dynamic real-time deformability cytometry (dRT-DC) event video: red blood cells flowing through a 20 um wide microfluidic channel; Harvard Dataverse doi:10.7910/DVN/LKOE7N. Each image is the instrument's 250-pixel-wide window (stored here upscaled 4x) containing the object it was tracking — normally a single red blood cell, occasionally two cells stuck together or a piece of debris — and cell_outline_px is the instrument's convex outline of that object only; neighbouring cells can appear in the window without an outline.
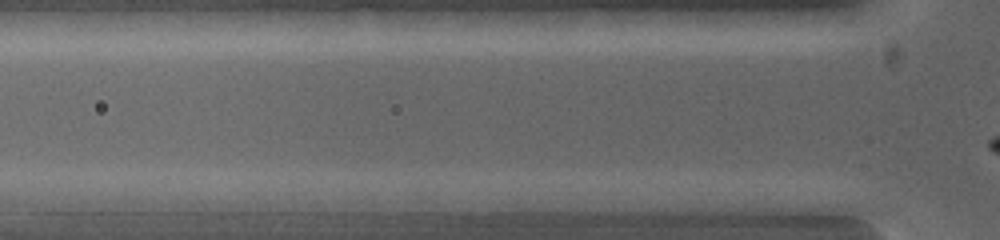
{"species": "common noctule bat (a hibernating species)", "species_latin": "Nyctalus noctula", "temperature_condition": "warm", "stored_images_in_passage": 4, "camera_frame_rate_fps": 5000, "um_per_image_px": 0.085, "animal": {"sex": "female", "body_mass_g": 19.0, "forearm_length_mm": 53.3}, "frame": {"image": 1, "passage_image": 2, "time_ms": 0.4, "image_size_px": [1000, 240], "cell_outline_px": [[600, 200], [548, 212], [508, 212], [488, 200], [516, 192], [576, 192]], "centroid_in_image_um": [45.95, 17.11], "position_along_channel_um": 79.9, "area_um2": 11.56}}